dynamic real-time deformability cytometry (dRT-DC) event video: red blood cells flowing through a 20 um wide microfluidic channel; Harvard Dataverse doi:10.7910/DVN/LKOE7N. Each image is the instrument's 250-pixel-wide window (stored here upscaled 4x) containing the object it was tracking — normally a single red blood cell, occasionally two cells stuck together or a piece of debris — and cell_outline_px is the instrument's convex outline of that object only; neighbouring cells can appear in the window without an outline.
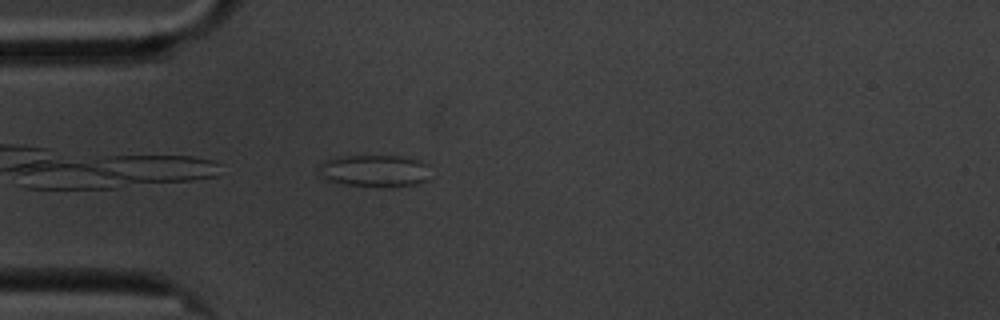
{"species": "common noctule bat (a hibernating species)", "species_latin": "Nyctalus noctula", "temperature_condition": "cold", "stored_images_in_passage": 43, "camera_frame_rate_fps": 3000, "um_per_image_px": 0.085, "animal": {"sex": "male", "body_mass_g": 20.1, "forearm_length_mm": 53.5}, "frame": {"image": 1, "passage_image": 1, "time_ms": 0.0, "image_size_px": [1000, 320], "cell_outline_px": [[428, 180], [416, 184], [384, 188], [344, 184], [328, 180], [316, 168], [324, 160], [336, 156], [400, 156], [416, 160], [428, 164]], "centroid_in_image_um": [31.82, 14.53], "position_along_channel_um": 53.2, "area_um2": 21.04}}
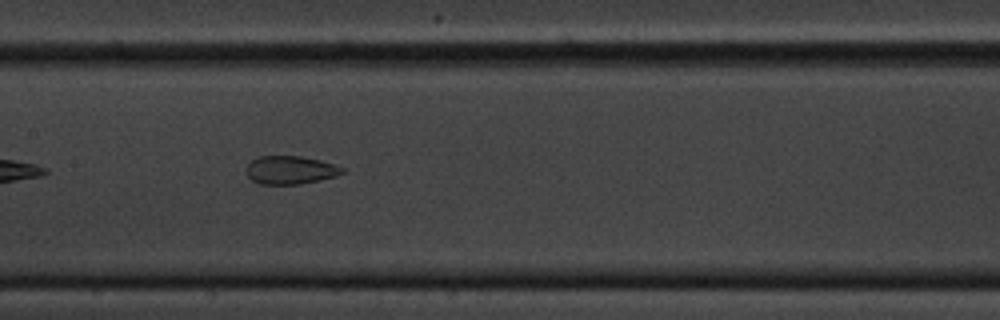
{"frame": {"image": 2, "passage_image": 13, "time_ms": 4.0, "image_size_px": [1000, 320], "cell_outline_px": [[348, 172], [336, 176], [320, 180], [300, 184], [260, 184], [252, 180], [244, 172], [248, 164], [252, 160], [260, 156], [300, 156], [320, 160], [344, 168]], "centroid_in_image_um": [24.69, 14.46], "position_along_channel_um": 182.7, "area_um2": 15.9}}
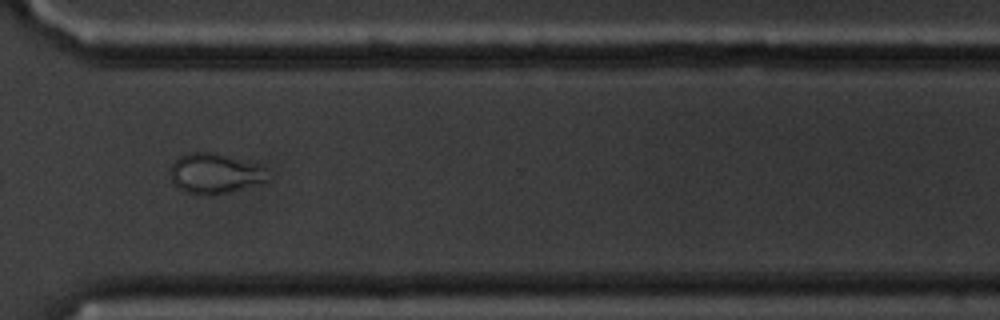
{"frame": {"image": 3, "passage_image": 28, "time_ms": 9.0, "image_size_px": [1000, 320], "cell_outline_px": [[272, 180], [216, 196], [208, 196], [184, 192], [176, 188], [172, 184], [168, 172], [172, 164], [180, 156], [188, 152], [216, 152], [264, 168]], "centroid_in_image_um": [18.2, 14.78], "position_along_channel_um": 352.4, "area_um2": 23.24}, "authors_computed_cell_mechanics": {"area_um2": 17.2244, "velocity_mm_per_s": 3.4033, "shape_relaxation_time_tau1_ms": null, "shape_relaxation_time_tau2_ms": 1.4054, "deformation_change_tau1": null, "deformation_change_tau2": 0.0736}}